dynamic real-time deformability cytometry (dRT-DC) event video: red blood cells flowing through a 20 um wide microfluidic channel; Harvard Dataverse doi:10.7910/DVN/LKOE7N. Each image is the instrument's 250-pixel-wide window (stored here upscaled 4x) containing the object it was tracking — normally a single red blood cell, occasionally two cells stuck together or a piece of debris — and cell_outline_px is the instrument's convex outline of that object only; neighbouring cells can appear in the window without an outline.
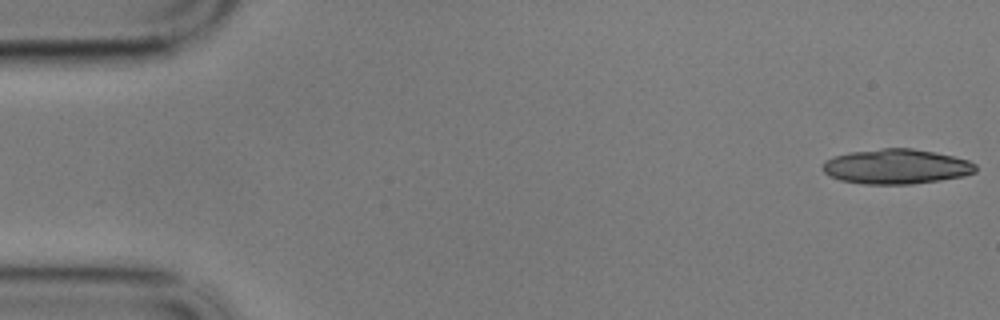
{"species": "common noctule bat (a hibernating species)", "species_latin": "Nyctalus noctula", "temperature_condition": "cold", "stored_images_in_passage": 57, "camera_frame_rate_fps": 3000, "um_per_image_px": 0.085, "animal": {"sex": "male", "body_mass_g": 17.9}, "frame": {"image": 1, "passage_image": 1, "time_ms": 0.0, "image_size_px": [1000, 320], "cell_outline_px": [[976, 172], [964, 176], [940, 180], [912, 184], [864, 184], [840, 180], [828, 176], [820, 168], [824, 160], [848, 152], [884, 148], [912, 148], [952, 156], [968, 160], [976, 164]], "centroid_in_image_um": [76.15, 14.16], "position_along_channel_um": 8.9, "area_um2": 31.21}}
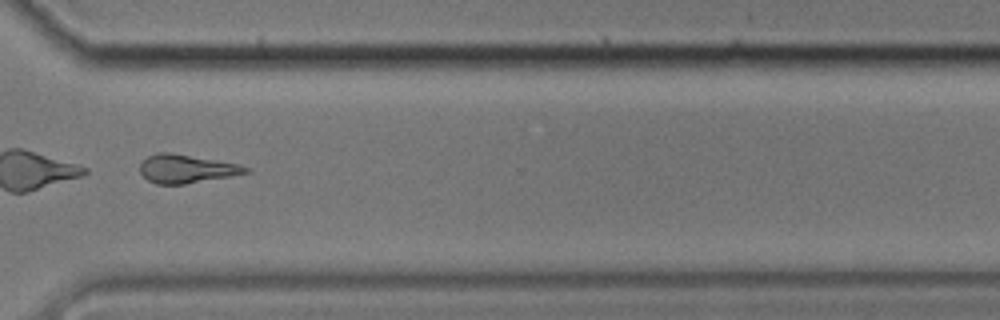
{"frame": {"image": 2, "passage_image": 43, "time_ms": 14.0, "image_size_px": [1000, 320], "cell_outline_px": [[252, 172], [232, 176], [184, 184], [156, 184], [148, 180], [140, 172], [140, 164], [148, 156], [156, 152], [168, 152], [240, 164], [248, 168]], "centroid_in_image_um": [15.85, 14.35], "position_along_channel_um": 354.7, "area_um2": 17.46}, "authors_computed_cell_mechanics": {"area_um2": 19.0162, "velocity_mm_per_s": 3.4295, "shape_relaxation_time_tau1_ms": 4.5248, "shape_relaxation_time_tau2_ms": 6.3811, "deformation_change_tau1": 0.1836, "deformation_change_tau2": 0.196}}